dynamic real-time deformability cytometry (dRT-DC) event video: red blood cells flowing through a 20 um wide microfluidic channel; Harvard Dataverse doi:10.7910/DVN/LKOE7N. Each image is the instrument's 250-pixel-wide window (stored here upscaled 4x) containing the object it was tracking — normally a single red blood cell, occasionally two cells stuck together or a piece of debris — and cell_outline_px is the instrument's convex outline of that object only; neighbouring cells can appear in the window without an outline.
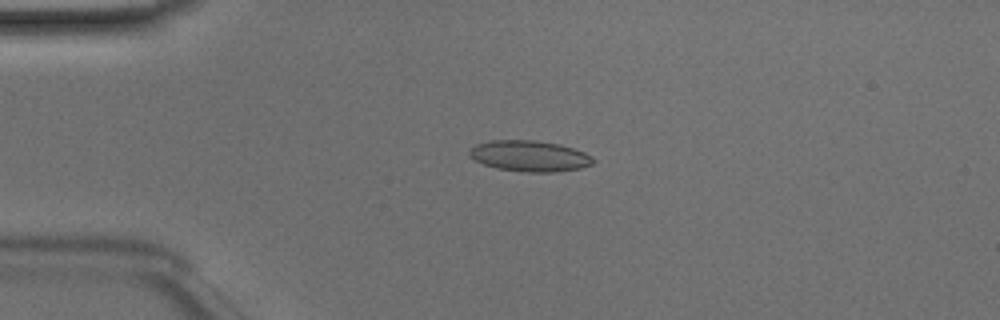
{"species": "Egyptian fruit bat (a non-hibernating species)", "species_latin": "Rousettus aegyptiacus", "temperature_condition": "room temperature", "stored_images_in_passage": 49, "camera_frame_rate_fps": 3000, "um_per_image_px": 0.085, "animal": {"sex": "male"}, "frame": {"image": 1, "passage_image": 12, "time_ms": 3.667, "image_size_px": [1000, 320], "cell_outline_px": [[596, 160], [592, 164], [580, 168], [556, 172], [528, 172], [496, 168], [484, 164], [468, 156], [468, 152], [476, 144], [488, 140], [536, 140], [560, 144], [584, 152], [592, 156]], "centroid_in_image_um": [45.02, 13.25], "position_along_channel_um": 40.0, "area_um2": 22.37}}
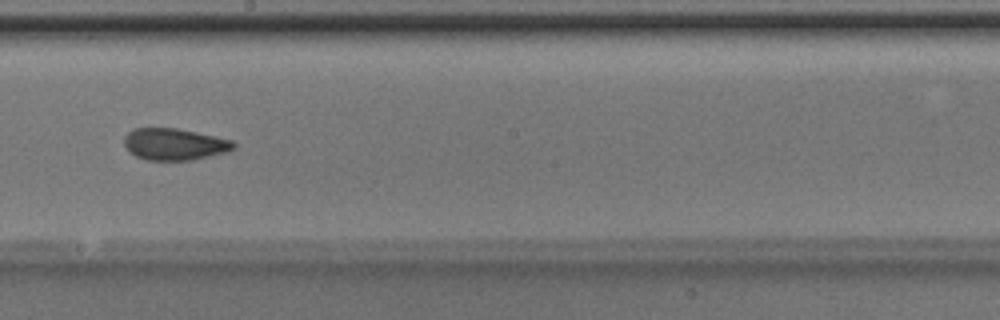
{"frame": {"image": 2, "passage_image": 28, "time_ms": 9.0, "image_size_px": [1000, 320], "cell_outline_px": [[236, 148], [228, 152], [192, 160], [148, 160], [136, 156], [128, 152], [124, 144], [124, 136], [132, 128], [176, 128], [196, 132], [232, 140], [236, 144]], "centroid_in_image_um": [14.82, 12.26], "position_along_channel_um": 233.4, "area_um2": 20.4}}
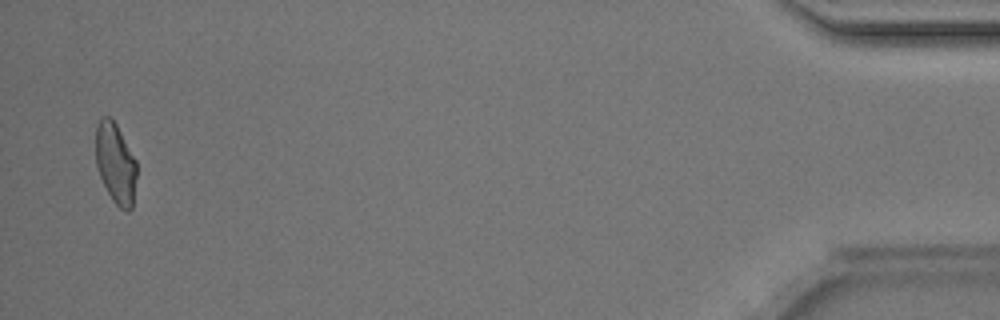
{"frame": {"image": 3, "passage_image": 48, "time_ms": 15.667, "image_size_px": [1000, 320], "cell_outline_px": [[136, 176], [132, 208], [128, 212], [120, 208], [112, 200], [100, 176], [96, 164], [96, 124], [104, 116], [108, 116], [116, 124], [136, 160]], "centroid_in_image_um": [9.82, 13.9], "position_along_channel_um": 425.4, "area_um2": 19.02}, "authors_computed_cell_mechanics": {"area_um2": 20.519, "velocity_mm_per_s": 4.1666, "shape_relaxation_time_tau1_ms": 8.6595, "shape_relaxation_time_tau2_ms": 2.2479, "deformation_change_tau1": 0.187, "deformation_change_tau2": 0.0852}}